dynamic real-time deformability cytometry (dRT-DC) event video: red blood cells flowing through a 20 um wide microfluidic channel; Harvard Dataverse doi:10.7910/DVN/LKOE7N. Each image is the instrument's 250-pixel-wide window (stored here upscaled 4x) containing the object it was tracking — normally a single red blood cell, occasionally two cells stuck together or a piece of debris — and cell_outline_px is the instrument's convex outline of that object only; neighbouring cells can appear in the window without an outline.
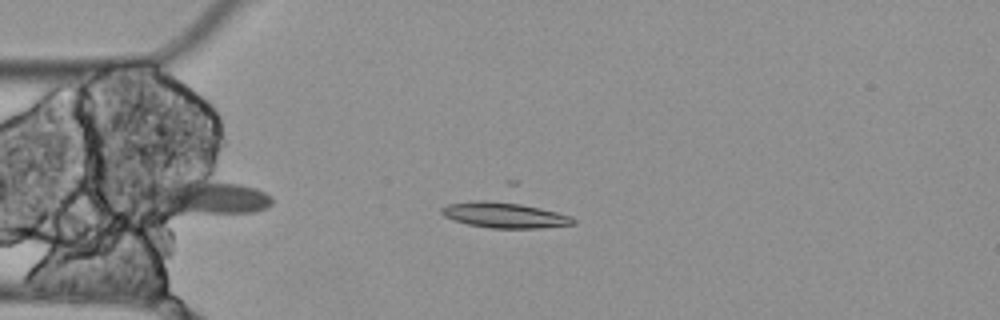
{"species": "Egyptian fruit bat (a non-hibernating species)", "species_latin": "Rousettus aegyptiacus", "temperature_condition": "cold", "stored_images_in_passage": 11, "segment_of_instrument_passage": [1, 3], "camera_frame_rate_fps": 3000, "um_per_image_px": 0.085, "animal": {"sex": "female"}, "frame": {"image": 1, "passage_image": 3, "time_ms": 0.667, "image_size_px": [1000, 320], "cell_outline_px": [[576, 224], [540, 228], [492, 228], [468, 224], [452, 220], [444, 216], [440, 212], [440, 208], [448, 204], [476, 200], [512, 200], [572, 216], [576, 220]], "centroid_in_image_um": [42.9, 18.25], "position_along_channel_um": 42.1, "area_um2": 20.23}}